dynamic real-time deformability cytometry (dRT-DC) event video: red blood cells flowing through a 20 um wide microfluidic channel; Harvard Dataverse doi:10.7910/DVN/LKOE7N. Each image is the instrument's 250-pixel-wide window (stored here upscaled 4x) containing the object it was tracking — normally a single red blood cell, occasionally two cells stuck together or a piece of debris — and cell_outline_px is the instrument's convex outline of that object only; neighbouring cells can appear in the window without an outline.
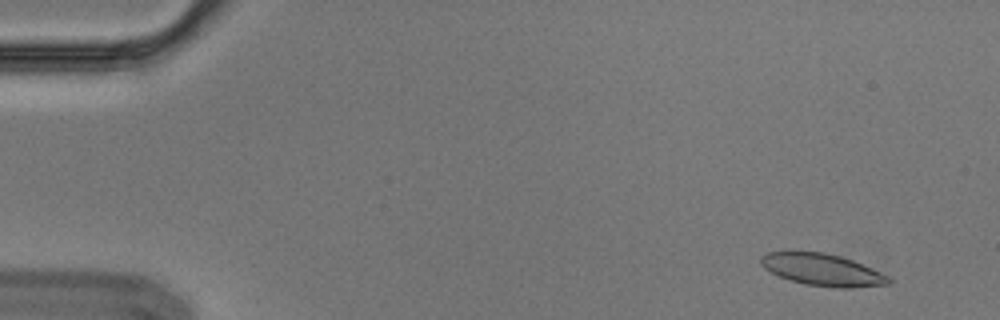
{"species": "Egyptian fruit bat (a non-hibernating species)", "species_latin": "Rousettus aegyptiacus", "temperature_condition": "cold", "stored_images_in_passage": 4, "camera_frame_rate_fps": 3000, "um_per_image_px": 0.085, "animal": {"sex": "male"}, "frame": {"image": 1, "passage_image": 1, "time_ms": 0.0, "image_size_px": [1000, 320], "cell_outline_px": [[892, 284], [852, 288], [832, 288], [804, 284], [780, 276], [764, 268], [760, 264], [760, 256], [768, 252], [824, 252], [840, 256], [852, 260], [872, 268], [888, 276], [892, 280]], "centroid_in_image_um": [69.93, 22.94], "position_along_channel_um": 15.1, "area_um2": 23.81}}
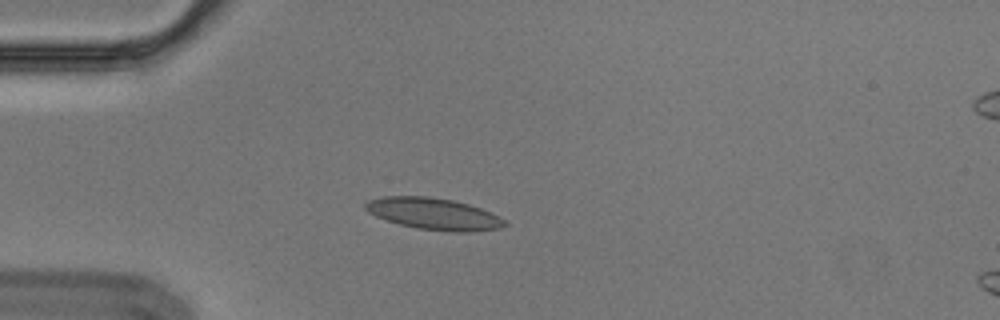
{"frame": {"image": 2, "passage_image": 4, "time_ms": 1.0, "image_size_px": [1000, 320], "cell_outline_px": [[508, 224], [500, 228], [468, 232], [452, 232], [416, 228], [400, 224], [376, 216], [368, 212], [364, 208], [364, 204], [368, 200], [380, 196], [428, 196], [452, 200], [468, 204], [480, 208], [504, 220]], "centroid_in_image_um": [36.82, 18.17], "position_along_channel_um": 48.2, "area_um2": 25.55}}